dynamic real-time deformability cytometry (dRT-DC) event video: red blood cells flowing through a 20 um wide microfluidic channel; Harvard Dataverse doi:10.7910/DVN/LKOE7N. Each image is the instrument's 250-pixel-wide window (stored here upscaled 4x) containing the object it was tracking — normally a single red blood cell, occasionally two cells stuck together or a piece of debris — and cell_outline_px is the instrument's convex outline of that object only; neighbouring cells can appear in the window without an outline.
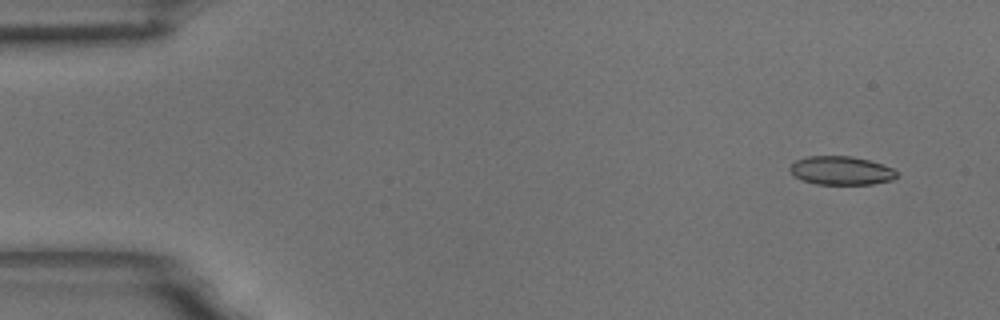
{"species": "common noctule bat (a hibernating species)", "species_latin": "Nyctalus noctula", "temperature_condition": "room temperature", "stored_images_in_passage": 7, "camera_frame_rate_fps": 3000, "um_per_image_px": 0.085, "animal": {"sex": "male", "body_mass_g": 18.8}, "frame": {"image": 1, "passage_image": 1, "time_ms": 0.0, "image_size_px": [1000, 320], "cell_outline_px": [[896, 176], [892, 180], [872, 184], [816, 184], [800, 180], [788, 168], [796, 160], [808, 156], [852, 156], [868, 160], [892, 168], [896, 172]], "centroid_in_image_um": [71.47, 14.5], "position_along_channel_um": 13.5, "area_um2": 17.63}}